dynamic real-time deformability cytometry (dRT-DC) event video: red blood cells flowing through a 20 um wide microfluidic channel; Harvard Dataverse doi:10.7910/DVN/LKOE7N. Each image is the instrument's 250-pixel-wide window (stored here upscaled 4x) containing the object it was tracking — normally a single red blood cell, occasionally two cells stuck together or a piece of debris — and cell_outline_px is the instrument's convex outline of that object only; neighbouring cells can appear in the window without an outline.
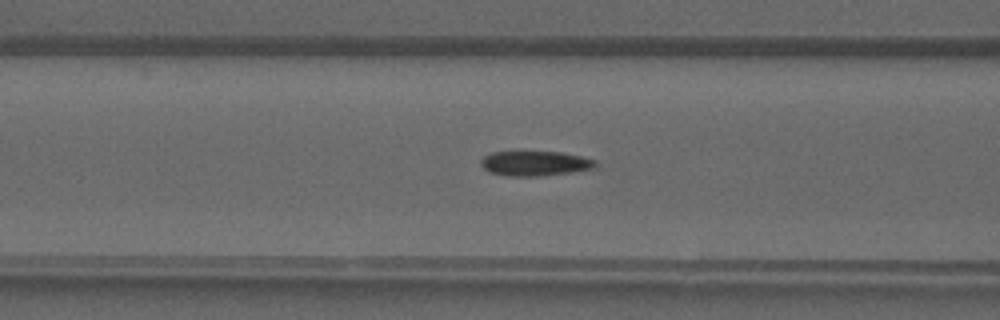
{"species": "common noctule bat (a hibernating species)", "species_latin": "Nyctalus noctula", "temperature_condition": "warm", "stored_images_in_passage": 41, "segment_of_instrument_passage": [1, 2], "camera_frame_rate_fps": 3000, "um_per_image_px": 0.085, "animal": {"sex": "male", "forearm_length_mm": 52.5}, "frame": {"image": 1, "passage_image": 16, "time_ms": 5.0, "image_size_px": [1000, 320], "cell_outline_px": [[596, 164], [592, 168], [568, 172], [536, 176], [508, 176], [488, 172], [480, 164], [480, 160], [484, 156], [492, 152], [520, 148], [560, 152], [580, 156], [596, 160]], "centroid_in_image_um": [45.36, 13.82], "position_along_channel_um": 121.2, "area_um2": 17.28}}
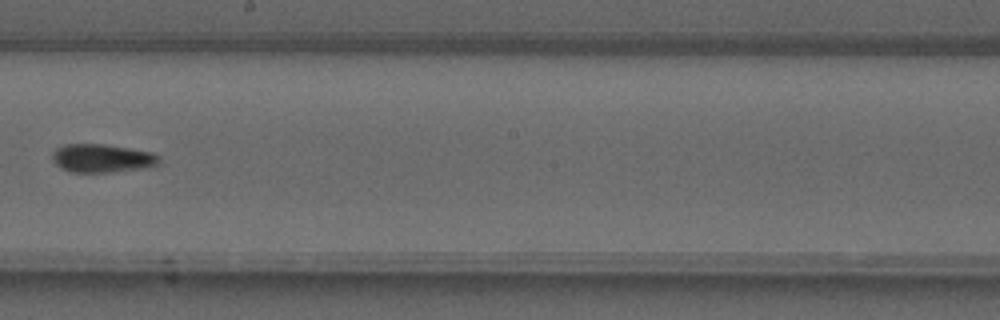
{"frame": {"image": 2, "passage_image": 23, "time_ms": 7.333, "image_size_px": [1000, 320], "cell_outline_px": [[160, 160], [156, 164], [144, 168], [108, 172], [72, 172], [60, 168], [52, 160], [52, 152], [56, 148], [64, 144], [104, 144], [152, 152], [160, 156]], "centroid_in_image_um": [8.64, 13.44], "position_along_channel_um": 239.6, "area_um2": 17.63}}
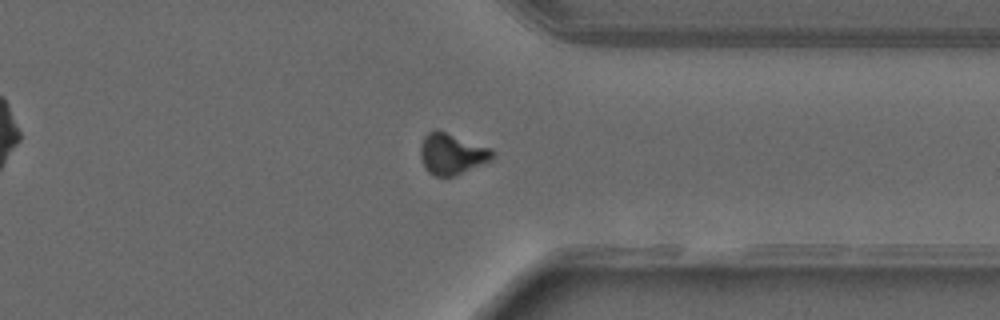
{"frame": {"image": 3, "passage_image": 31, "time_ms": 10.0, "image_size_px": [1000, 320], "cell_outline_px": [[496, 156], [480, 164], [452, 176], [436, 176], [428, 172], [424, 168], [420, 156], [420, 148], [424, 136], [428, 132], [436, 128], [492, 148]], "centroid_in_image_um": [38.37, 13.04], "position_along_channel_um": 373.0, "area_um2": 17.17}}